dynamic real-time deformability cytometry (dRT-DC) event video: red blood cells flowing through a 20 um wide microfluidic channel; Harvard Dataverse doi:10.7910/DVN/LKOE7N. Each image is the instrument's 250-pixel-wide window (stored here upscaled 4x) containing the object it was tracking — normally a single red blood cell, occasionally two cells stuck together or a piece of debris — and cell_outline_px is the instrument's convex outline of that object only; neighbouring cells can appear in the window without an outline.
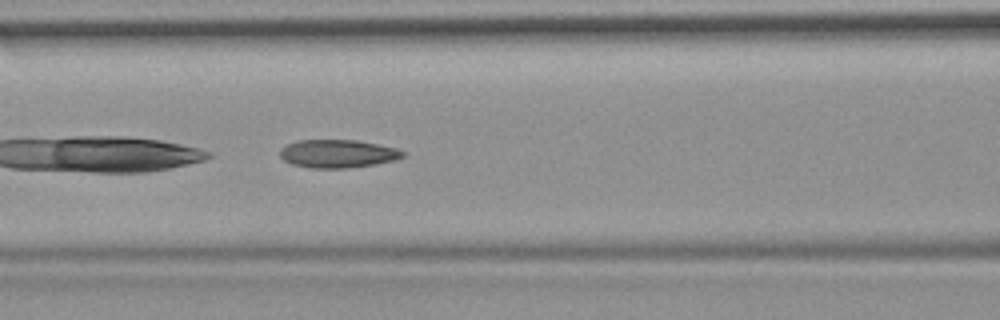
{"species": "common noctule bat (a hibernating species)", "species_latin": "Nyctalus noctula", "temperature_condition": "room temperature", "stored_images_in_passage": 35, "camera_frame_rate_fps": 3000, "um_per_image_px": 0.085, "animal": {"sex": "female", "body_mass_g": 19.9}, "frame": {"image": 1, "passage_image": 6, "time_ms": 1.667, "image_size_px": [1000, 320], "cell_outline_px": [[404, 156], [396, 160], [348, 168], [308, 168], [292, 164], [284, 160], [280, 156], [280, 148], [296, 140], [356, 140], [396, 148], [404, 152]], "centroid_in_image_um": [28.67, 13.06], "position_along_channel_um": 137.9, "area_um2": 20.06}}
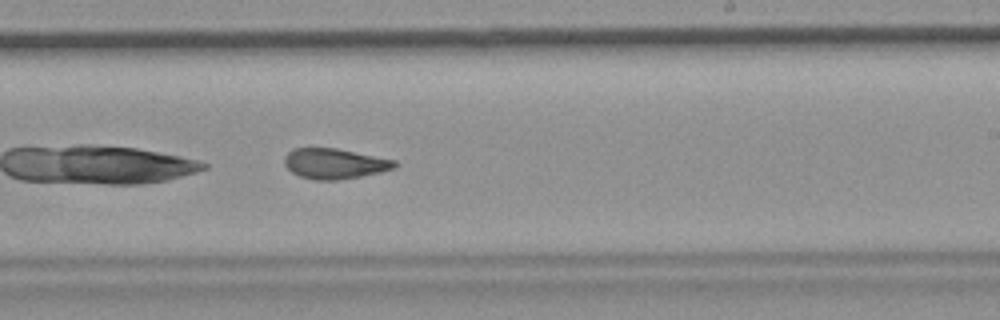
{"frame": {"image": 2, "passage_image": 16, "time_ms": 5.0, "image_size_px": [1000, 320], "cell_outline_px": [[396, 168], [380, 172], [360, 176], [336, 180], [316, 180], [300, 176], [292, 172], [284, 164], [284, 156], [292, 148], [336, 148], [396, 160]], "centroid_in_image_um": [28.42, 13.9], "position_along_channel_um": 260.6, "area_um2": 19.42}}